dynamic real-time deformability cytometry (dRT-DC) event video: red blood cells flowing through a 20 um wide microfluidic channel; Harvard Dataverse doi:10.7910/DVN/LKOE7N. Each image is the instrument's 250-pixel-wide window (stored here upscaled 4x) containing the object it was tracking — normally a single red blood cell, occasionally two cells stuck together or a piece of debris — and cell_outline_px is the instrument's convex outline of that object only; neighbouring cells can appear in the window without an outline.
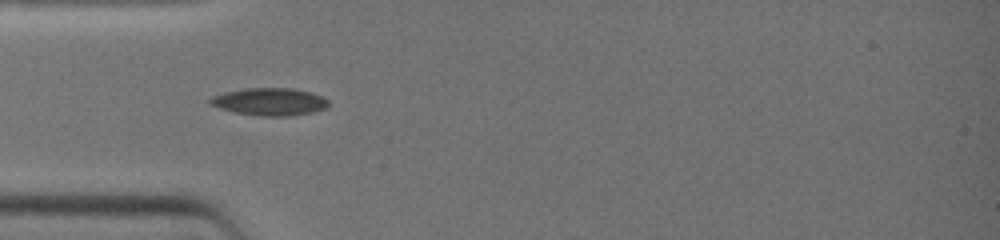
{"species": "common noctule bat (a hibernating species)", "species_latin": "Nyctalus noctula", "temperature_condition": "warm", "stored_images_in_passage": 16, "camera_frame_rate_fps": 3000, "um_per_image_px": 0.085, "animal": {"sex": "female", "body_mass_g": 19.0, "forearm_length_mm": 51.5}, "frame": {"image": 1, "passage_image": 8, "time_ms": 3.333, "image_size_px": [1000, 240], "cell_outline_px": [[328, 104], [324, 108], [312, 112], [288, 116], [260, 116], [236, 112], [220, 108], [208, 104], [208, 100], [212, 96], [224, 92], [244, 88], [292, 88], [312, 92], [324, 96], [328, 100]], "centroid_in_image_um": [22.91, 8.63], "position_along_channel_um": 62.1, "area_um2": 19.02}}
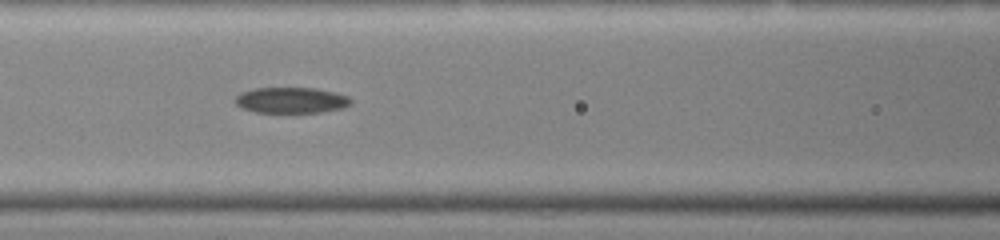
{"frame": {"image": 2, "passage_image": 11, "time_ms": 5.0, "image_size_px": [1000, 240], "cell_outline_px": [[352, 104], [344, 108], [320, 112], [256, 112], [244, 108], [236, 104], [232, 100], [240, 92], [256, 88], [316, 88], [336, 92], [348, 96], [352, 100]], "centroid_in_image_um": [24.78, 8.51], "position_along_channel_um": 141.8, "area_um2": 17.51}}
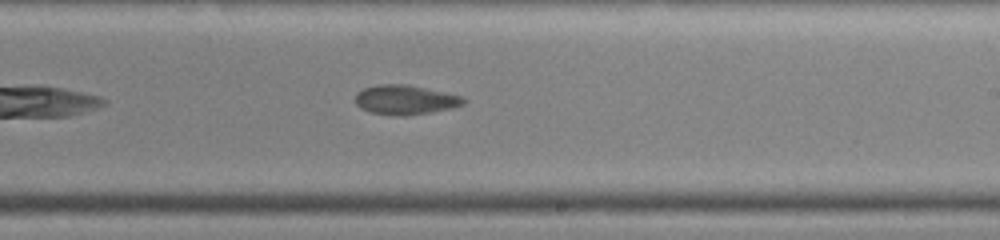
{"frame": {"image": 3, "passage_image": 16, "time_ms": 7.333, "image_size_px": [1000, 240], "cell_outline_px": [[468, 100], [464, 104], [452, 108], [432, 112], [372, 112], [360, 108], [356, 104], [356, 92], [364, 88], [376, 84], [408, 84], [464, 96]], "centroid_in_image_um": [34.5, 8.41], "position_along_channel_um": 254.5, "area_um2": 17.86}}